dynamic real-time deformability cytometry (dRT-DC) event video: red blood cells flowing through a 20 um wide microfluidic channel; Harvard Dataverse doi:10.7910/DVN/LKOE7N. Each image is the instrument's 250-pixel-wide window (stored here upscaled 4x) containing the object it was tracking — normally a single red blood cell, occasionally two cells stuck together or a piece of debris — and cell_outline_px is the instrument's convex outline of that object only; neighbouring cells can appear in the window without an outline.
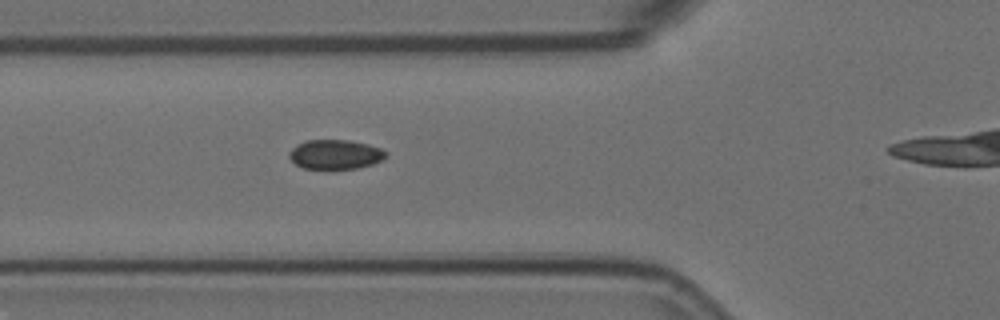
{"species": "Egyptian fruit bat (a non-hibernating species)", "species_latin": "Rousettus aegyptiacus", "temperature_condition": "room temperature", "stored_images_in_passage": 8, "camera_frame_rate_fps": 3000, "um_per_image_px": 0.085, "animal": {"sex": "female"}, "frame": {"image": 1, "passage_image": 7, "time_ms": 2.0, "image_size_px": [1000, 320], "cell_outline_px": [[388, 156], [372, 164], [356, 168], [304, 168], [296, 164], [288, 156], [288, 152], [296, 144], [304, 140], [348, 140], [368, 144], [380, 148], [388, 152]], "centroid_in_image_um": [28.49, 13.1], "position_along_channel_um": 97.3, "area_um2": 16.53}}